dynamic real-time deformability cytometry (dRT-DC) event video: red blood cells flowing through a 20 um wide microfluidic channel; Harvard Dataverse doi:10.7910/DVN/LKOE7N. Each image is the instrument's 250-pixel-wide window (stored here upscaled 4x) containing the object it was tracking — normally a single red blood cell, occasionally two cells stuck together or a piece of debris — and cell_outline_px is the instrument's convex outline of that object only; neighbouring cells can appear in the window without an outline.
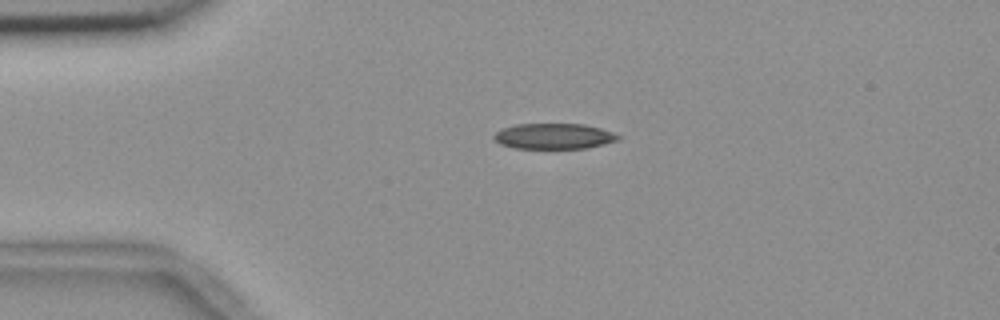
{"species": "common noctule bat (a hibernating species)", "species_latin": "Nyctalus noctula", "temperature_condition": "room temperature", "stored_images_in_passage": 43, "camera_frame_rate_fps": 3000, "um_per_image_px": 0.085, "animal": {"sex": "female", "body_mass_g": 18.4}, "frame": {"image": 1, "passage_image": 1, "time_ms": 0.0, "image_size_px": [1000, 320], "cell_outline_px": [[620, 140], [604, 144], [584, 148], [516, 148], [500, 144], [492, 136], [500, 128], [516, 124], [584, 124], [600, 128], [612, 132], [620, 136]], "centroid_in_image_um": [47.07, 11.57], "position_along_channel_um": 37.9, "area_um2": 18.5}}
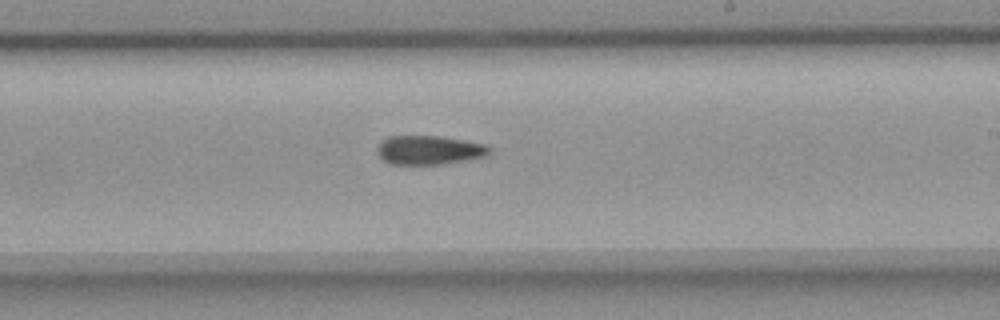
{"frame": {"image": 2, "passage_image": 21, "time_ms": 6.667, "image_size_px": [1000, 320], "cell_outline_px": [[492, 152], [484, 156], [444, 164], [388, 164], [380, 160], [376, 152], [376, 148], [380, 140], [388, 136], [440, 136], [464, 140], [484, 144], [492, 148]], "centroid_in_image_um": [36.4, 12.75], "position_along_channel_um": 252.6, "area_um2": 19.25}}
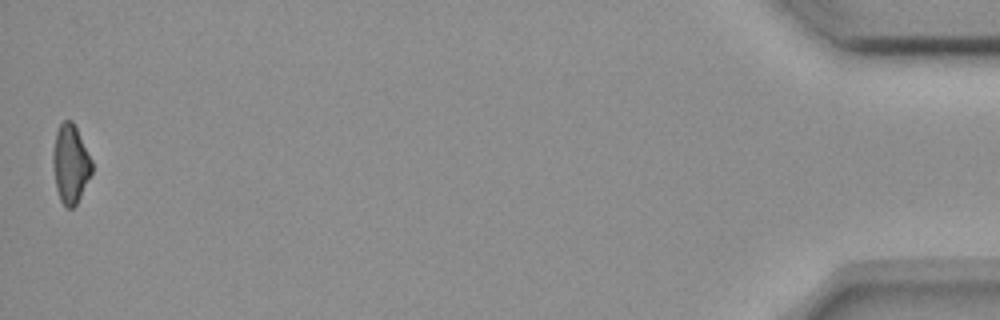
{"frame": {"image": 3, "passage_image": 43, "time_ms": 14.0, "image_size_px": [1000, 320], "cell_outline_px": [[92, 172], [76, 204], [72, 208], [64, 208], [60, 200], [56, 188], [52, 164], [52, 152], [56, 132], [60, 124], [64, 120], [72, 120], [92, 160]], "centroid_in_image_um": [5.97, 13.94], "position_along_channel_um": 429.2, "area_um2": 17.8}}